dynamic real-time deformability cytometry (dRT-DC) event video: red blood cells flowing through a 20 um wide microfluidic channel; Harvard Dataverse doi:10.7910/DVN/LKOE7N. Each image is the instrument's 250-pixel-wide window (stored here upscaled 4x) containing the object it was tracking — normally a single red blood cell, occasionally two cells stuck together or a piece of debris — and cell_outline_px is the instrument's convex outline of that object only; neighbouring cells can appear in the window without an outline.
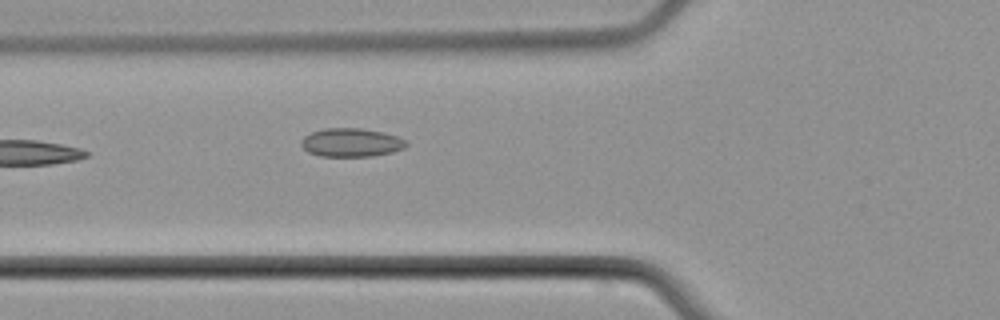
{"species": "common noctule bat (a hibernating species)", "species_latin": "Nyctalus noctula", "temperature_condition": "cold", "stored_images_in_passage": 6, "camera_frame_rate_fps": 3000, "um_per_image_px": 0.085, "animal": {"sex": "male", "body_mass_g": 21.5, "forearm_length_mm": 52.0}, "frame": {"image": 1, "passage_image": 6, "time_ms": 7.0, "image_size_px": [1000, 320], "cell_outline_px": [[408, 144], [404, 148], [392, 152], [372, 156], [320, 156], [308, 152], [300, 144], [300, 140], [304, 136], [312, 132], [324, 128], [360, 128], [384, 132], [396, 136], [404, 140]], "centroid_in_image_um": [29.83, 12.11], "position_along_channel_um": 96.0, "area_um2": 17.46}}